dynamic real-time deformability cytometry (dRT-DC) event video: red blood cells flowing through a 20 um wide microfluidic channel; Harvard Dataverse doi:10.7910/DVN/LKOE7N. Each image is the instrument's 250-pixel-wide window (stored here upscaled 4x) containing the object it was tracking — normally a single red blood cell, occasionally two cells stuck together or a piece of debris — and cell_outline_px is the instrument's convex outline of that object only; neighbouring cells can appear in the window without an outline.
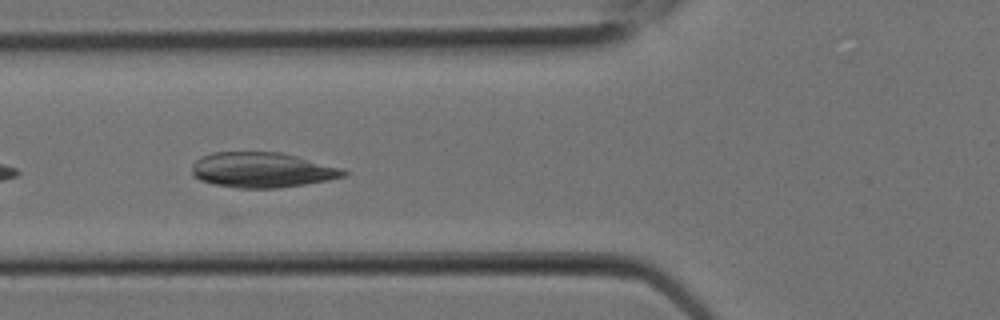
{"species": "Egyptian fruit bat (a non-hibernating species)", "species_latin": "Rousettus aegyptiacus", "temperature_condition": "room temperature", "stored_images_in_passage": 15, "camera_frame_rate_fps": 3000, "um_per_image_px": 0.085, "animal": {"sex": "female"}, "frame": {"image": 1, "passage_image": 7, "time_ms": 2.0, "image_size_px": [1000, 320], "cell_outline_px": [[348, 172], [344, 176], [328, 180], [304, 184], [276, 188], [236, 188], [212, 184], [200, 180], [192, 176], [192, 164], [200, 156], [212, 152], [280, 152], [344, 168]], "centroid_in_image_um": [22.24, 14.44], "position_along_channel_um": 103.6, "area_um2": 31.27}}
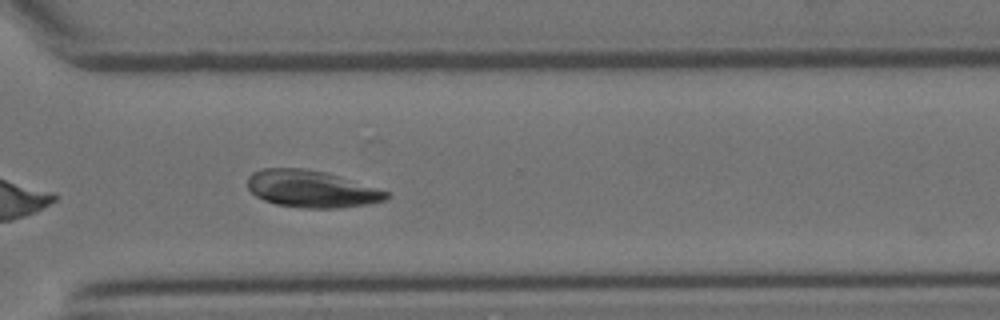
{"frame": {"image": 2, "passage_image": 15, "time_ms": 4.667, "image_size_px": [1000, 320], "cell_outline_px": [[392, 196], [384, 200], [368, 204], [336, 208], [304, 208], [276, 204], [264, 200], [256, 196], [248, 188], [248, 176], [252, 172], [260, 168], [304, 168], [324, 172], [340, 176], [392, 192]], "centroid_in_image_um": [26.5, 16.05], "position_along_channel_um": 344.1, "area_um2": 30.17}}